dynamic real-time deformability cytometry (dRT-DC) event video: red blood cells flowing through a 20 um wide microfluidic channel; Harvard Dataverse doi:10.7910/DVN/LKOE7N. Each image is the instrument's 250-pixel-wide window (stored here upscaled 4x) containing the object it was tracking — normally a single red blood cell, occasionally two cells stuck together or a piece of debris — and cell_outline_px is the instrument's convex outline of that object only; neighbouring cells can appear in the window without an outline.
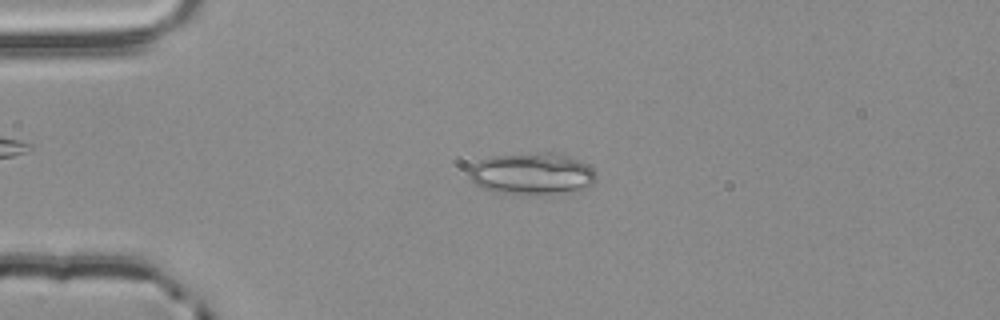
{"species": "common noctule bat (a hibernating species)", "species_latin": "Nyctalus noctula", "temperature_condition": "room temperature", "stored_images_in_passage": 2, "camera_frame_rate_fps": 3000, "um_per_image_px": 0.085, "animal": {"sex": "male", "body_mass_g": 20.4}, "frame": {"image": 1, "passage_image": 2, "time_ms": 0.333, "image_size_px": [1000, 320], "cell_outline_px": [[596, 180], [588, 188], [580, 192], [496, 192], [484, 188], [476, 184], [468, 176], [468, 172], [480, 160], [492, 156], [540, 152], [552, 152], [568, 156], [588, 164], [592, 168], [596, 176]], "centroid_in_image_um": [45.29, 14.74], "position_along_channel_um": 39.7, "area_um2": 30.4}}